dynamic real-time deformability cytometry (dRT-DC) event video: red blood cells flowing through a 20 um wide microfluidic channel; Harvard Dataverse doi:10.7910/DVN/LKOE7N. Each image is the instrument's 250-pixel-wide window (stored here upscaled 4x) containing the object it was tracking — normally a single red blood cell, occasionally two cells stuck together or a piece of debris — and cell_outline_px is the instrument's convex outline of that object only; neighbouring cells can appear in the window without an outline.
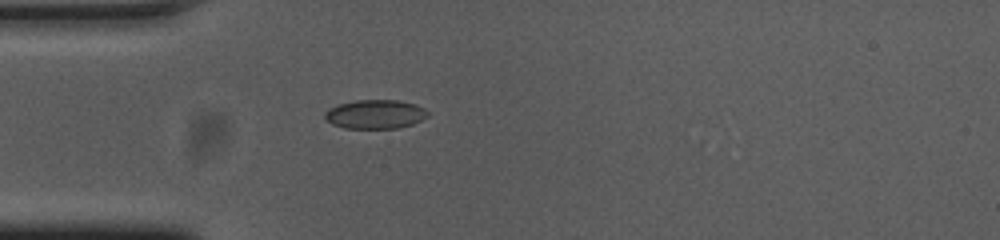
{"species": "common noctule bat (a hibernating species)", "species_latin": "Nyctalus noctula", "temperature_condition": "cold", "stored_images_in_passage": 40, "camera_frame_rate_fps": 3000, "um_per_image_px": 0.085, "animal": {"sex": "female", "body_mass_g": 23.0, "forearm_length_mm": 53.4}, "frame": {"image": 1, "passage_image": 1, "time_ms": 0.0, "image_size_px": [1000, 240], "cell_outline_px": [[428, 116], [412, 124], [396, 128], [344, 128], [332, 124], [324, 120], [324, 112], [340, 104], [356, 100], [396, 100], [416, 104], [424, 108], [428, 112]], "centroid_in_image_um": [31.88, 9.71], "position_along_channel_um": 53.1, "area_um2": 17.28}}
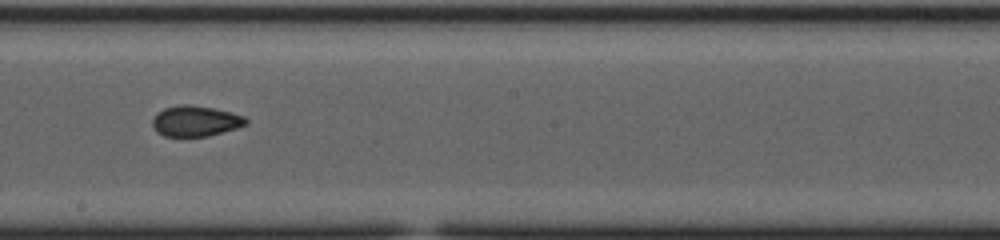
{"frame": {"image": 2, "passage_image": 16, "time_ms": 5.0, "image_size_px": [1000, 240], "cell_outline_px": [[248, 124], [236, 128], [208, 136], [164, 136], [156, 132], [152, 124], [152, 120], [156, 112], [164, 108], [180, 104], [188, 104], [212, 108], [232, 112], [244, 116], [248, 120]], "centroid_in_image_um": [16.6, 10.28], "position_along_channel_um": 231.6, "area_um2": 16.76}}
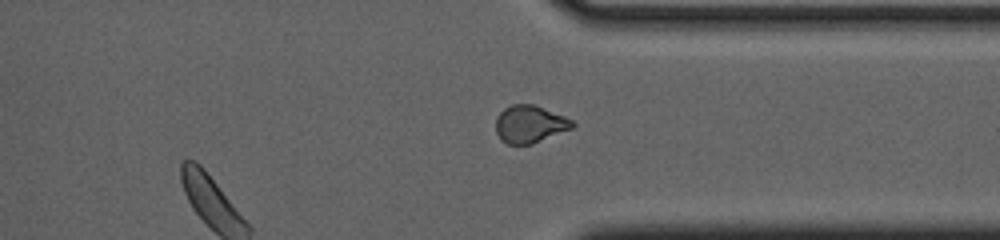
{"frame": {"image": 3, "passage_image": 27, "time_ms": 8.667, "image_size_px": [1000, 240], "cell_outline_px": [[576, 124], [572, 128], [532, 144], [508, 144], [500, 140], [496, 132], [496, 116], [504, 108], [512, 104], [532, 104], [564, 116], [572, 120]], "centroid_in_image_um": [45.0, 10.55], "position_along_channel_um": 366.4, "area_um2": 16.65}, "authors_computed_cell_mechanics": {"area_um2": 16.8487, "velocity_mm_per_s": 3.6956, "shape_relaxation_time_tau1_ms": null, "shape_relaxation_time_tau2_ms": 2.7536, "deformation_change_tau1": null, "deformation_change_tau2": 0.0718}}